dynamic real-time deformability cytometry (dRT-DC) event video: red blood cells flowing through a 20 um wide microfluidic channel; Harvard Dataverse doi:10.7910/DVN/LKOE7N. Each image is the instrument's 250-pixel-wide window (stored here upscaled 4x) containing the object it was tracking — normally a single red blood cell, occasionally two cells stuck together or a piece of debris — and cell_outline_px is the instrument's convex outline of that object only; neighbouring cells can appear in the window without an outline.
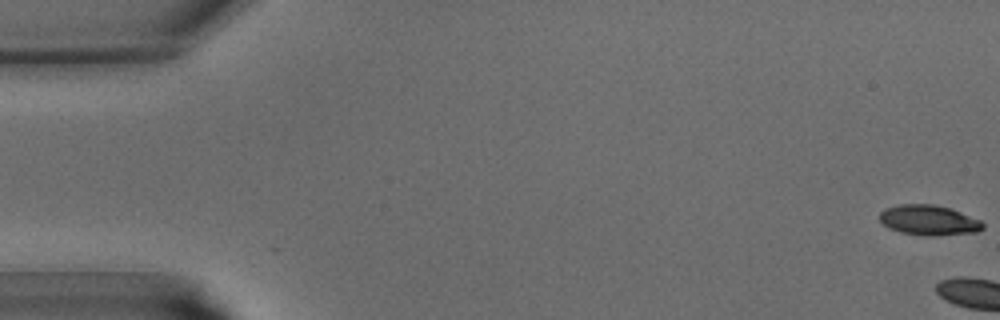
{"species": "common noctule bat (a hibernating species)", "species_latin": "Nyctalus noctula", "temperature_condition": "warm", "stored_images_in_passage": 4, "camera_frame_rate_fps": 3000, "um_per_image_px": 0.085, "animal": {"sex": "male", "body_mass_g": 15.6}, "frame": {"image": 1, "passage_image": 1, "time_ms": 0.0, "image_size_px": [1000, 320], "cell_outline_px": [[984, 228], [980, 232], [928, 236], [924, 236], [900, 232], [888, 228], [880, 220], [880, 212], [884, 208], [900, 204], [932, 204], [952, 208], [980, 220], [984, 224]], "centroid_in_image_um": [78.96, 18.71], "position_along_channel_um": 6.0, "area_um2": 18.32}}